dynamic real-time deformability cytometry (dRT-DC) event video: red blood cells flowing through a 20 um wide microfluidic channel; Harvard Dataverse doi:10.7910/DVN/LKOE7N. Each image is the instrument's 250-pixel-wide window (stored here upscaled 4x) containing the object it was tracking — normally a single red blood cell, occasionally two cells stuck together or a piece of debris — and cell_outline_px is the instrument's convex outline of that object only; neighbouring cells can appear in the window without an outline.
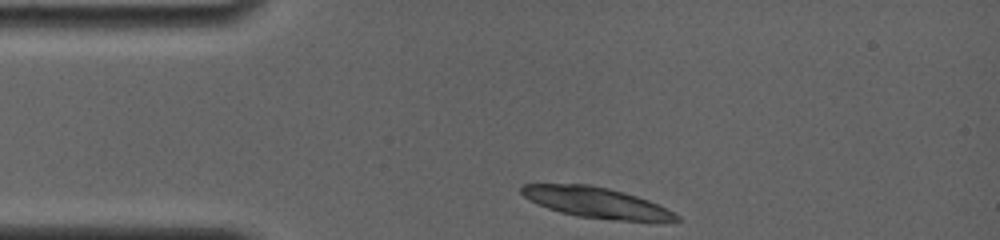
{"species": "common noctule bat (a hibernating species)", "species_latin": "Nyctalus noctula", "temperature_condition": "room temperature", "stored_images_in_passage": 2, "camera_frame_rate_fps": 4000, "um_per_image_px": 0.085, "animal": {"sex": "female", "body_mass_g": 19.0, "forearm_length_mm": 56.7}, "frame": {"image": 1, "passage_image": 1, "time_ms": 0.0, "image_size_px": [1000, 240], "cell_outline_px": [[680, 220], [612, 220], [576, 216], [560, 212], [548, 208], [528, 200], [520, 192], [520, 188], [524, 184], [588, 184], [608, 188], [624, 192], [648, 200], [680, 216]], "centroid_in_image_um": [50.59, 17.2], "position_along_channel_um": 34.4, "area_um2": 27.17}}